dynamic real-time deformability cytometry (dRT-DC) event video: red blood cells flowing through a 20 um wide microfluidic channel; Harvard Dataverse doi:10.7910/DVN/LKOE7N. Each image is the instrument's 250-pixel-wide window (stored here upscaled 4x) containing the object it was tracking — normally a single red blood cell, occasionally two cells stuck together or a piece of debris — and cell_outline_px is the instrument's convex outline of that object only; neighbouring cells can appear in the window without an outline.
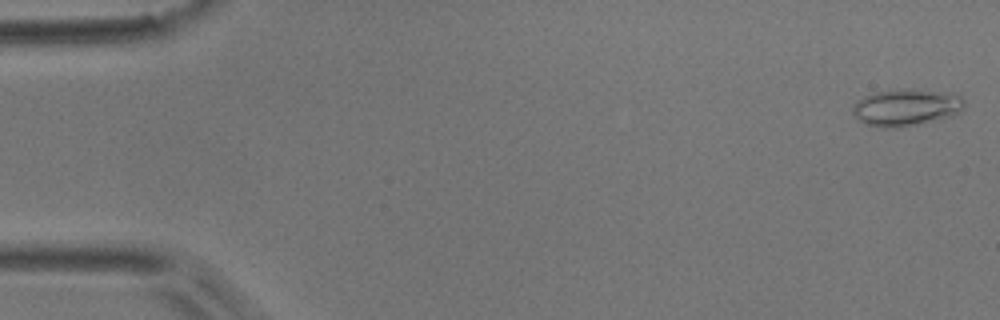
{"species": "common noctule bat (a hibernating species)", "species_latin": "Nyctalus noctula", "temperature_condition": "room temperature", "stored_images_in_passage": 5, "camera_frame_rate_fps": 3000, "um_per_image_px": 0.085, "animal": {"sex": "male", "body_mass_g": 17.9}, "frame": {"image": 1, "passage_image": 1, "time_ms": 0.0, "image_size_px": [1000, 320], "cell_outline_px": [[964, 108], [960, 112], [952, 116], [900, 128], [884, 128], [864, 124], [852, 112], [852, 104], [856, 100], [872, 92], [904, 88], [912, 88], [960, 96], [964, 100]], "centroid_in_image_um": [76.96, 9.13], "position_along_channel_um": 8.0, "area_um2": 24.16}}